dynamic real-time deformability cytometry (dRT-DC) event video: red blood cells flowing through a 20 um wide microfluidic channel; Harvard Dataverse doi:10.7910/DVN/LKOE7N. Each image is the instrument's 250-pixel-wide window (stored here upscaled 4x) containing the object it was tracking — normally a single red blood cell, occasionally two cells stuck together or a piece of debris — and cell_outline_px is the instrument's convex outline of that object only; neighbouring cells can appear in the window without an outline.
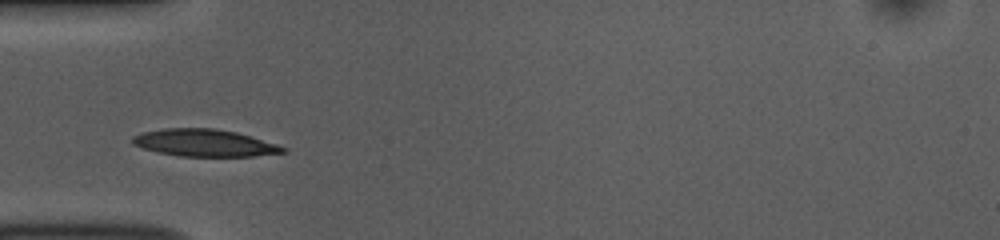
{"species": "common noctule bat (a hibernating species)", "species_latin": "Nyctalus noctula", "temperature_condition": "room temperature", "stored_images_in_passage": 39, "camera_frame_rate_fps": 3000, "um_per_image_px": 0.085, "animal": {"sex": "female", "body_mass_g": 10.0, "forearm_length_mm": 53.1}, "frame": {"image": 1, "passage_image": 2, "time_ms": 0.333, "image_size_px": [1000, 240], "cell_outline_px": [[288, 152], [252, 156], [180, 156], [160, 152], [144, 148], [132, 144], [132, 136], [144, 132], [164, 128], [212, 128], [236, 132], [276, 144], [288, 148]], "centroid_in_image_um": [17.39, 12.14], "position_along_channel_um": 67.6, "area_um2": 23.58}}
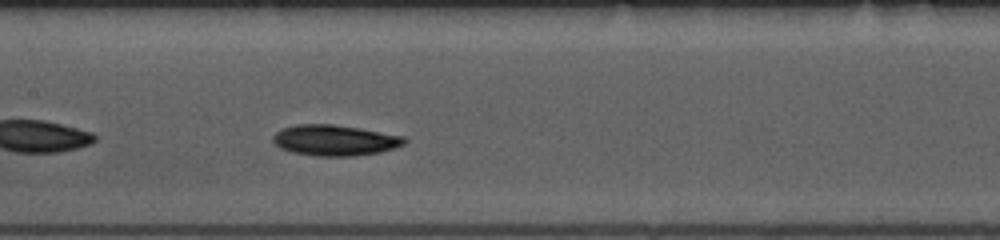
{"frame": {"image": 2, "passage_image": 11, "time_ms": 3.333, "image_size_px": [1000, 240], "cell_outline_px": [[408, 140], [404, 144], [396, 148], [380, 152], [356, 156], [312, 156], [292, 152], [280, 148], [272, 140], [272, 136], [276, 132], [284, 128], [296, 124], [332, 124], [360, 128], [404, 136]], "centroid_in_image_um": [28.47, 11.93], "position_along_channel_um": 178.9, "area_um2": 23.76}}
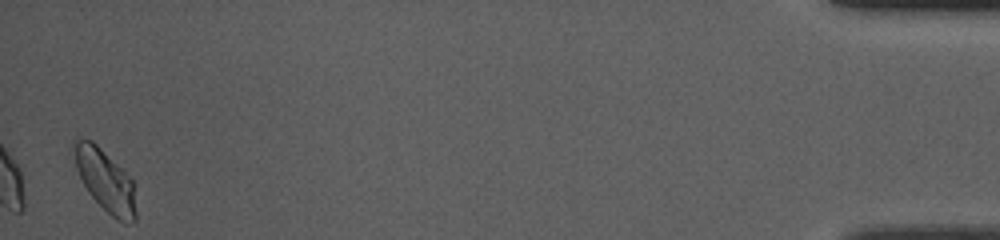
{"frame": {"image": 3, "passage_image": 38, "time_ms": 12.333, "image_size_px": [1000, 240], "cell_outline_px": [[136, 220], [124, 224], [116, 220], [88, 192], [76, 168], [68, 148], [72, 140], [76, 136], [92, 140], [132, 180], [136, 212]], "centroid_in_image_um": [8.85, 15.27], "position_along_channel_um": 426.3, "area_um2": 22.48}, "authors_computed_cell_mechanics": {"area_um2": 22.3686, "velocity_mm_per_s": 3.711, "shape_relaxation_time_tau1_ms": 2.0632, "shape_relaxation_time_tau2_ms": null, "deformation_change_tau1": 0.0931, "deformation_change_tau2": null}}